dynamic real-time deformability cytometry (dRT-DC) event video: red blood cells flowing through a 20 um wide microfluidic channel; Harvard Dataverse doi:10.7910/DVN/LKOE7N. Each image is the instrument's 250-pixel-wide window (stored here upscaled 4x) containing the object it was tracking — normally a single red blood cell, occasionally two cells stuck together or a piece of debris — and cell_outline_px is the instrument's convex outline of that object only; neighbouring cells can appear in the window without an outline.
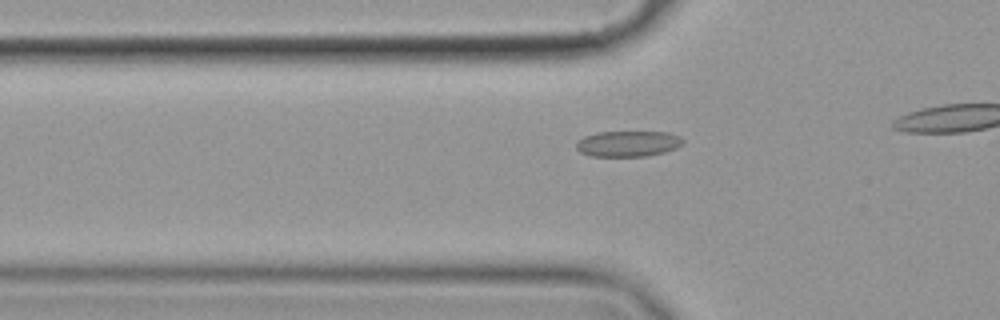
{"species": "common noctule bat (a hibernating species)", "species_latin": "Nyctalus noctula", "temperature_condition": "cold", "stored_images_in_passage": 24, "camera_frame_rate_fps": 3000, "um_per_image_px": 0.085, "animal": {"sex": "female", "body_mass_g": 19.9}, "frame": {"image": 1, "passage_image": 14, "time_ms": 4.333, "image_size_px": [1000, 320], "cell_outline_px": [[684, 144], [676, 148], [664, 152], [648, 156], [592, 156], [580, 152], [576, 148], [576, 140], [584, 136], [596, 132], [668, 132], [680, 136], [684, 140]], "centroid_in_image_um": [53.38, 12.21], "position_along_channel_um": 72.4, "area_um2": 16.18}}
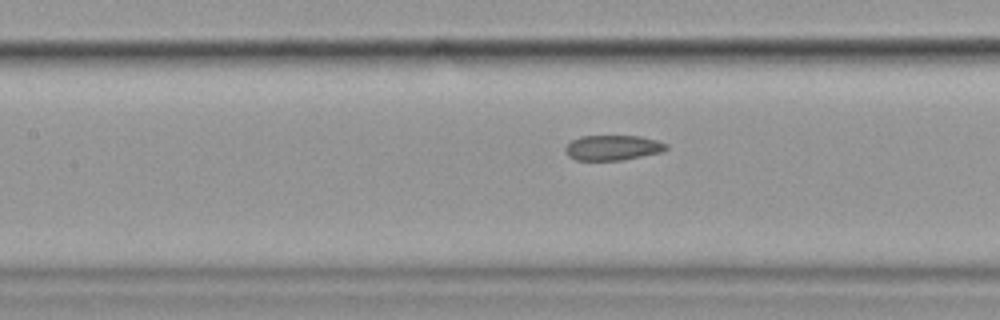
{"frame": {"image": 2, "passage_image": 21, "time_ms": 6.667, "image_size_px": [1000, 320], "cell_outline_px": [[668, 148], [660, 152], [624, 160], [576, 160], [568, 156], [564, 152], [564, 148], [572, 140], [580, 136], [640, 136], [656, 140], [668, 144]], "centroid_in_image_um": [52.06, 12.55], "position_along_channel_um": 155.3, "area_um2": 14.8}}